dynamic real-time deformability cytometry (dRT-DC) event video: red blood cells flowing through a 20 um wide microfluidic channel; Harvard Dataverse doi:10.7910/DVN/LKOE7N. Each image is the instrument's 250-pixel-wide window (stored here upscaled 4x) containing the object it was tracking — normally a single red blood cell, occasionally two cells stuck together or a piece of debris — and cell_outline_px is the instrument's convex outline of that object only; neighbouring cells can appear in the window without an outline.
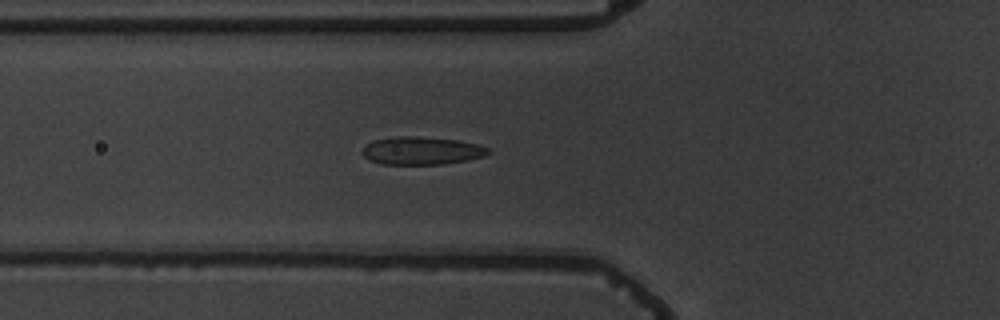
{"species": "common noctule bat (a hibernating species)", "species_latin": "Nyctalus noctula", "temperature_condition": "warm", "stored_images_in_passage": 7, "camera_frame_rate_fps": 3000, "um_per_image_px": 0.085, "animal": {"sex": "male", "body_mass_g": 19.5, "forearm_length_mm": 54.6}, "frame": {"image": 1, "passage_image": 7, "time_ms": 8.0, "image_size_px": [1000, 320], "cell_outline_px": [[492, 152], [484, 156], [468, 160], [444, 164], [380, 164], [368, 160], [360, 152], [372, 140], [400, 136], [416, 136], [460, 140], [492, 148]], "centroid_in_image_um": [35.87, 12.81], "position_along_channel_um": 89.9, "area_um2": 20.69}}